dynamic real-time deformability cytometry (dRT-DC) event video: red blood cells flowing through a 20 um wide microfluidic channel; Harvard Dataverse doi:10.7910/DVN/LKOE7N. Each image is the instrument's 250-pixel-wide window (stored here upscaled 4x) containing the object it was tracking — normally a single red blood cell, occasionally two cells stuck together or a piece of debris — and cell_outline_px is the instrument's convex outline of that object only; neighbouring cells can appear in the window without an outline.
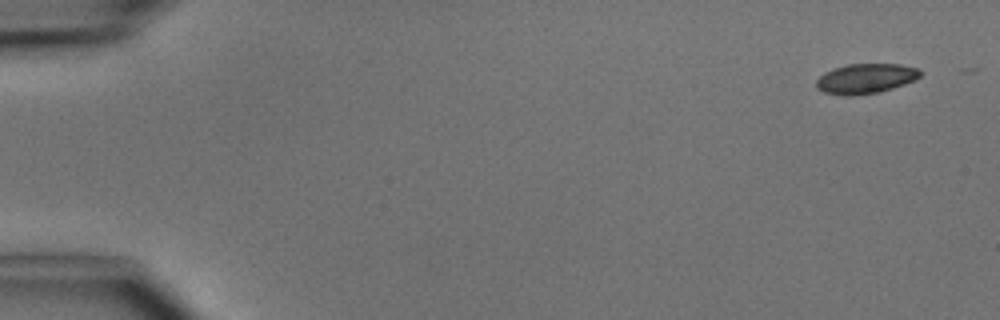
{"species": "common noctule bat (a hibernating species)", "species_latin": "Nyctalus noctula", "temperature_condition": "cold", "stored_images_in_passage": 6, "camera_frame_rate_fps": 3000, "um_per_image_px": 0.085, "animal": {"sex": "male", "body_mass_g": 15.6}, "frame": {"image": 1, "passage_image": 1, "time_ms": 0.0, "image_size_px": [1000, 320], "cell_outline_px": [[920, 76], [904, 84], [892, 88], [876, 92], [852, 96], [844, 96], [824, 92], [816, 88], [816, 80], [824, 72], [832, 68], [848, 64], [900, 64], [920, 68]], "centroid_in_image_um": [73.54, 6.67], "position_along_channel_um": 11.5, "area_um2": 18.09}}
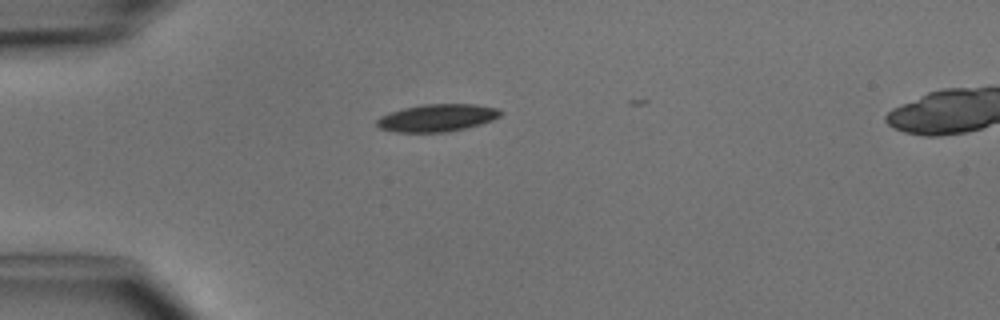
{"frame": {"image": 2, "passage_image": 4, "time_ms": 3.667, "image_size_px": [1000, 320], "cell_outline_px": [[504, 112], [500, 116], [492, 120], [480, 124], [448, 132], [396, 132], [380, 128], [376, 124], [376, 120], [380, 116], [404, 108], [420, 104], [476, 104], [496, 108]], "centroid_in_image_um": [37.16, 10.01], "position_along_channel_um": 47.8, "area_um2": 19.71}}